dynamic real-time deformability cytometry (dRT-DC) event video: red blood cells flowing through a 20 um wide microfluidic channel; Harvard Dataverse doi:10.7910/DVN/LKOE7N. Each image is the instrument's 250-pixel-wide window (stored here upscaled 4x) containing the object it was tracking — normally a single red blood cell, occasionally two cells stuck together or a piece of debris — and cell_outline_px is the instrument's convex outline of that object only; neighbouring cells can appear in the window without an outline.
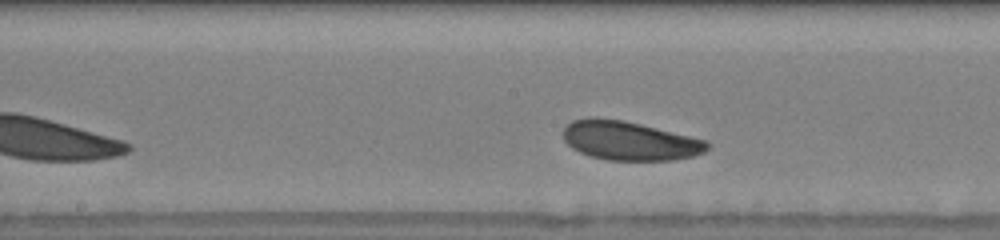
{"species": "human", "species_latin": "Homo sapiens", "temperature_condition": "warm", "stored_images_in_passage": 26, "camera_frame_rate_fps": 3000, "um_per_image_px": 0.085, "donor": {"sex": "male"}, "frame": {"image": 1, "passage_image": 12, "time_ms": 3.667, "image_size_px": [1000, 240], "cell_outline_px": [[712, 144], [704, 152], [692, 156], [672, 160], [608, 160], [592, 156], [580, 152], [572, 148], [564, 140], [564, 128], [572, 120], [588, 116], [596, 116], [624, 120], [708, 140]], "centroid_in_image_um": [53.52, 11.94], "position_along_channel_um": 194.7, "area_um2": 32.95}}